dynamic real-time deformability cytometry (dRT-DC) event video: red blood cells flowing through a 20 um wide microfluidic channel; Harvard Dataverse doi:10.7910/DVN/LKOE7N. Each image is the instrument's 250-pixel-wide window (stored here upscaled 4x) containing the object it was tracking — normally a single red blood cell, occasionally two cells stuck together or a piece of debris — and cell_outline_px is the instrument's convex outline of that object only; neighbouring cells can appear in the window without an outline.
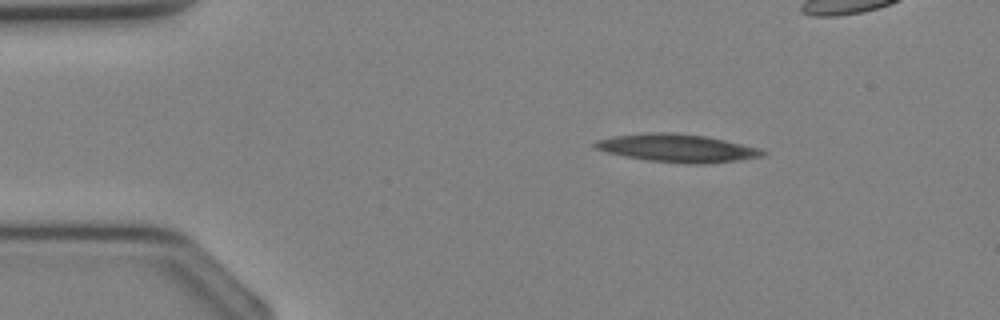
{"species": "Egyptian fruit bat (a non-hibernating species)", "species_latin": "Rousettus aegyptiacus", "temperature_condition": "cold", "stored_images_in_passage": 32, "camera_frame_rate_fps": 3000, "um_per_image_px": 0.085, "animal": {"sex": "female"}, "frame": {"image": 1, "passage_image": 1, "time_ms": 0.0, "image_size_px": [1000, 320], "cell_outline_px": [[768, 152], [764, 156], [740, 160], [704, 164], [688, 164], [648, 160], [624, 156], [608, 152], [596, 148], [592, 144], [596, 140], [612, 136], [660, 132], [668, 132], [708, 136], [760, 148]], "centroid_in_image_um": [57.62, 12.59], "position_along_channel_um": 27.4, "area_um2": 27.28}}
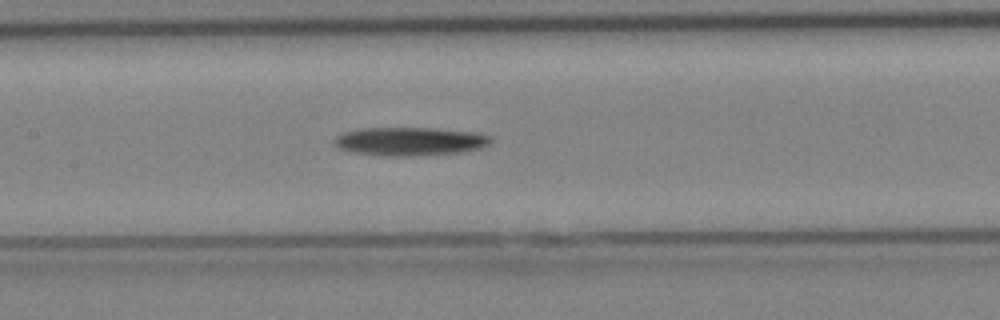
{"frame": {"image": 2, "passage_image": 12, "time_ms": 3.667, "image_size_px": [1000, 320], "cell_outline_px": [[492, 140], [488, 144], [480, 148], [456, 152], [408, 156], [384, 156], [352, 152], [340, 148], [332, 140], [336, 136], [344, 132], [360, 128], [436, 128], [480, 132], [492, 136]], "centroid_in_image_um": [34.85, 12.0], "position_along_channel_um": 172.6, "area_um2": 25.95}}
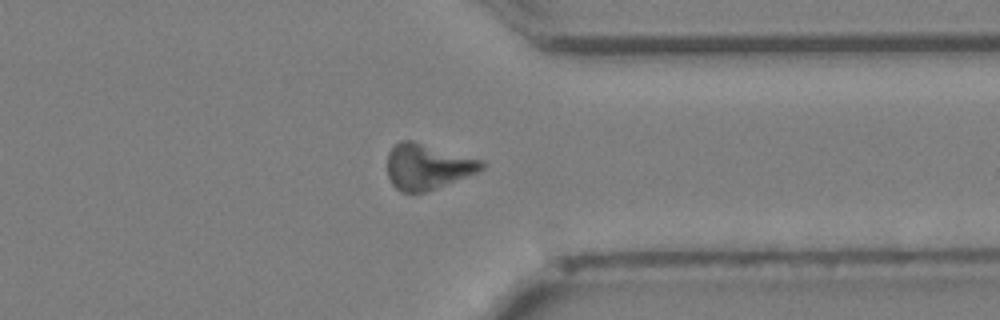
{"frame": {"image": 3, "passage_image": 23, "time_ms": 7.333, "image_size_px": [1000, 320], "cell_outline_px": [[488, 164], [484, 168], [476, 172], [424, 192], [400, 192], [392, 184], [388, 176], [388, 152], [400, 140], [412, 140], [484, 160]], "centroid_in_image_um": [36.34, 14.14], "position_along_channel_um": 375.1, "area_um2": 24.85}}